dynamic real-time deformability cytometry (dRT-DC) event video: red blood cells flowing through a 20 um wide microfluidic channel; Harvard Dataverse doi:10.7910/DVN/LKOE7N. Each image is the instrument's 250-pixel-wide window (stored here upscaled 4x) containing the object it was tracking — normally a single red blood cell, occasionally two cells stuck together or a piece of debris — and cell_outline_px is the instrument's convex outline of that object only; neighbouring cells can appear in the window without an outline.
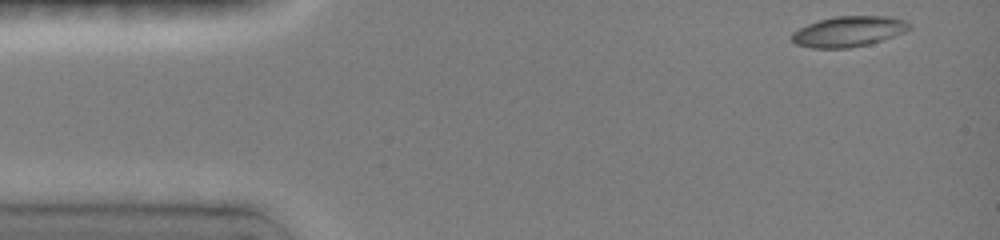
{"species": "common noctule bat (a hibernating species)", "species_latin": "Nyctalus noctula", "temperature_condition": "room temperature", "stored_images_in_passage": 7, "camera_frame_rate_fps": 3000, "um_per_image_px": 0.085, "animal": {"sex": "female", "body_mass_g": 19.0, "forearm_length_mm": 51.5}, "frame": {"image": 1, "passage_image": 1, "time_ms": 0.0, "image_size_px": [1000, 240], "cell_outline_px": [[912, 28], [904, 32], [868, 44], [848, 48], [812, 48], [796, 44], [792, 40], [792, 32], [808, 24], [820, 20], [836, 16], [884, 16], [904, 20], [912, 24]], "centroid_in_image_um": [72.13, 2.67], "position_along_channel_um": 12.9, "area_um2": 20.63}}
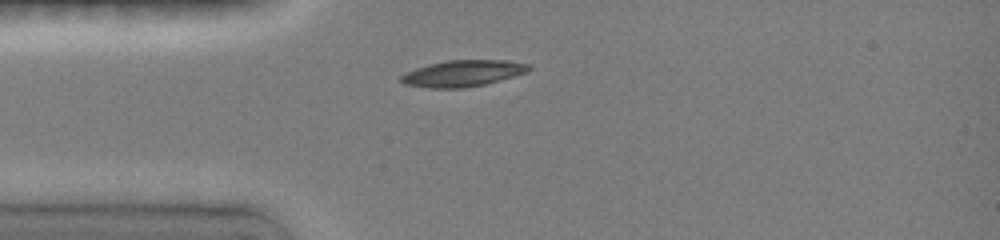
{"frame": {"image": 2, "passage_image": 5, "time_ms": 3.0, "image_size_px": [1000, 240], "cell_outline_px": [[532, 68], [524, 72], [512, 76], [484, 84], [460, 88], [432, 88], [404, 84], [400, 80], [400, 76], [416, 68], [428, 64], [448, 60], [504, 60], [528, 64]], "centroid_in_image_um": [39.3, 6.23], "position_along_channel_um": 45.7, "area_um2": 19.19}}